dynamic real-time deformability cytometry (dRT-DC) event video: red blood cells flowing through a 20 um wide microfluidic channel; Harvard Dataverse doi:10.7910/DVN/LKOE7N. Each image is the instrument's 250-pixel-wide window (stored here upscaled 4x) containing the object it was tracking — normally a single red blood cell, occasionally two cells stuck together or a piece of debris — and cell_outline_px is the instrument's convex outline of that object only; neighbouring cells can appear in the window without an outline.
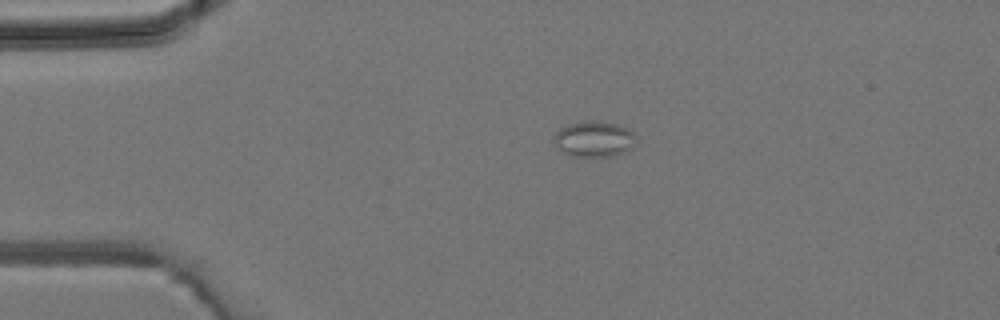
{"species": "common noctule bat (a hibernating species)", "species_latin": "Nyctalus noctula", "temperature_condition": "room temperature", "stored_images_in_passage": 2, "camera_frame_rate_fps": 3000, "um_per_image_px": 0.085, "animal": {"sex": "male", "body_mass_g": 19.2, "forearm_length_mm": 51.8}, "frame": {"image": 1, "passage_image": 1, "time_ms": 0.0, "image_size_px": [1000, 320], "cell_outline_px": [[636, 144], [632, 148], [624, 152], [612, 156], [568, 156], [560, 152], [552, 144], [552, 136], [560, 128], [568, 124], [588, 120], [600, 120], [616, 124], [628, 128], [636, 136]], "centroid_in_image_um": [50.45, 11.82], "position_along_channel_um": 34.6, "area_um2": 17.69}}